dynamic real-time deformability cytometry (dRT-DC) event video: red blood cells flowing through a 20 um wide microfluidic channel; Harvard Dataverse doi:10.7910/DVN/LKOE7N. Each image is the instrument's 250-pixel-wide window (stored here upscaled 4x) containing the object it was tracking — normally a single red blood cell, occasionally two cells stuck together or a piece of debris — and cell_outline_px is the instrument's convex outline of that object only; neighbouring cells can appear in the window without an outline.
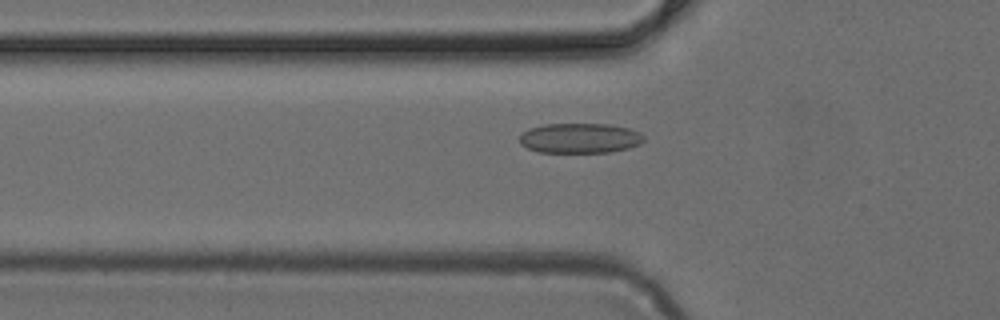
{"species": "common noctule bat (a hibernating species)", "species_latin": "Nyctalus noctula", "temperature_condition": "cold", "stored_images_in_passage": 49, "camera_frame_rate_fps": 3000, "um_per_image_px": 0.085, "animal": {"sex": "female", "body_mass_g": 24.6, "forearm_length_mm": 56.2}, "frame": {"image": 1, "passage_image": 17, "time_ms": 5.333, "image_size_px": [1000, 320], "cell_outline_px": [[644, 140], [640, 144], [628, 148], [608, 152], [540, 152], [528, 148], [520, 144], [520, 136], [528, 128], [544, 124], [608, 124], [628, 128], [640, 132], [644, 136]], "centroid_in_image_um": [49.29, 11.74], "position_along_channel_um": 76.5, "area_um2": 21.68}}
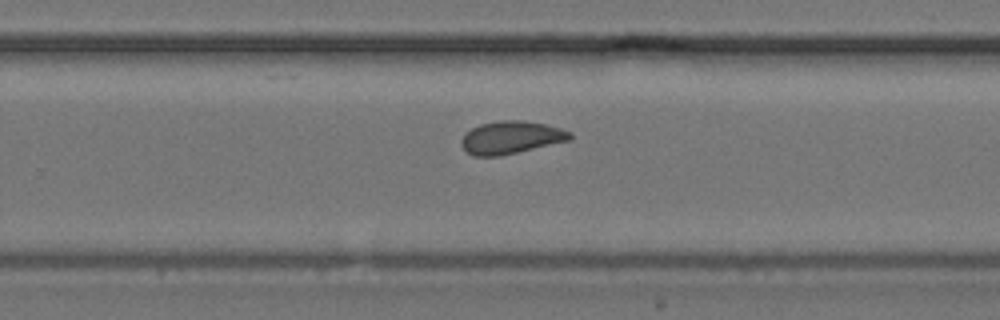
{"frame": {"image": 2, "passage_image": 32, "time_ms": 10.333, "image_size_px": [1000, 320], "cell_outline_px": [[572, 140], [500, 156], [472, 156], [460, 144], [460, 140], [472, 128], [480, 124], [500, 120], [524, 120], [544, 124], [560, 128], [572, 132]], "centroid_in_image_um": [43.46, 11.69], "position_along_channel_um": 286.3, "area_um2": 20.75}}
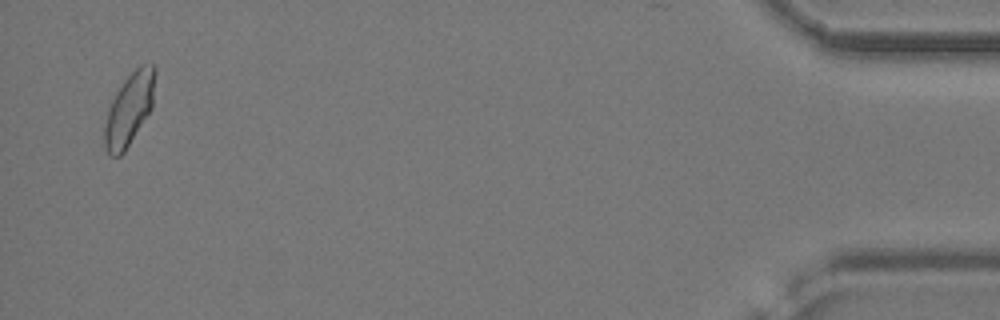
{"frame": {"image": 3, "passage_image": 48, "time_ms": 15.667, "image_size_px": [1000, 320], "cell_outline_px": [[156, 72], [152, 108], [124, 152], [120, 156], [108, 156], [104, 148], [104, 128], [108, 112], [112, 100], [116, 92], [124, 80], [140, 64], [156, 64]], "centroid_in_image_um": [11.0, 9.27], "position_along_channel_um": 424.2, "area_um2": 21.27}}